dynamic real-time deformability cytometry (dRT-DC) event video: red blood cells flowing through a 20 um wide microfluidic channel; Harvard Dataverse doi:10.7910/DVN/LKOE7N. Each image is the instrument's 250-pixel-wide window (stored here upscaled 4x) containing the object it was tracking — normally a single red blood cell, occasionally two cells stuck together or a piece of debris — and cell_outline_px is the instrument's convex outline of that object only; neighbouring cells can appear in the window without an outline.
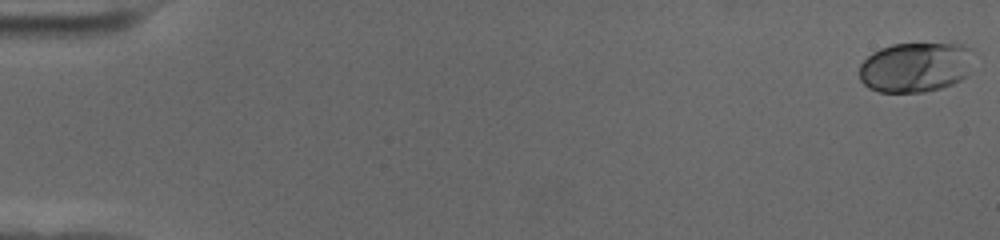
{"species": "human", "species_latin": "Homo sapiens", "temperature_condition": "cold", "stored_images_in_passage": 59, "camera_frame_rate_fps": 3000, "um_per_image_px": 0.085, "donor": {"sex": "female"}, "frame": {"image": 1, "passage_image": 1, "time_ms": 0.0, "image_size_px": [1000, 240], "cell_outline_px": [[972, 48], [964, 76], [960, 80], [952, 84], [940, 88], [924, 92], [880, 92], [868, 88], [860, 80], [860, 64], [872, 52], [880, 48], [892, 44], [960, 44]], "centroid_in_image_um": [77.73, 5.71], "position_along_channel_um": 7.3, "area_um2": 32.83}}
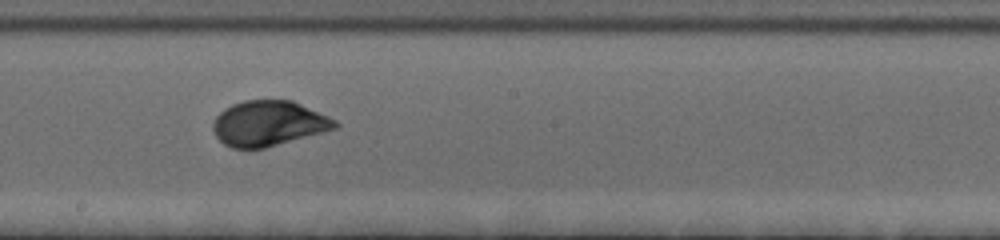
{"frame": {"image": 2, "passage_image": 34, "time_ms": 11.0, "image_size_px": [1000, 240], "cell_outline_px": [[340, 124], [336, 128], [264, 148], [232, 148], [224, 144], [216, 136], [212, 128], [212, 124], [216, 116], [224, 108], [232, 104], [244, 100], [292, 100], [328, 116], [336, 120]], "centroid_in_image_um": [22.8, 10.48], "position_along_channel_um": 225.4, "area_um2": 31.96}}
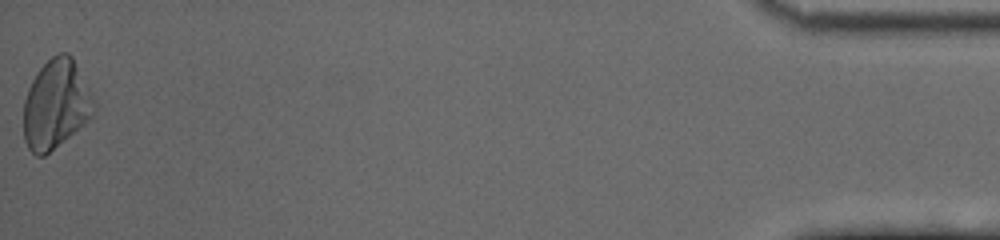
{"frame": {"image": 3, "passage_image": 59, "time_ms": 19.333, "image_size_px": [1000, 240], "cell_outline_px": [[96, 108], [92, 116], [84, 124], [44, 156], [36, 156], [28, 148], [24, 140], [24, 100], [28, 88], [36, 72], [52, 56], [60, 52], [68, 52], [72, 56], [92, 92], [96, 104]], "centroid_in_image_um": [4.76, 8.85], "position_along_channel_um": 430.4, "area_um2": 36.65}, "authors_computed_cell_mechanics": {"area_um2": 32.1368, "velocity_mm_per_s": 3.5177, "shape_relaxation_time_tau1_ms": 3.2293, "shape_relaxation_time_tau2_ms": null, "deformation_change_tau1": 0.1403, "deformation_change_tau2": null}}